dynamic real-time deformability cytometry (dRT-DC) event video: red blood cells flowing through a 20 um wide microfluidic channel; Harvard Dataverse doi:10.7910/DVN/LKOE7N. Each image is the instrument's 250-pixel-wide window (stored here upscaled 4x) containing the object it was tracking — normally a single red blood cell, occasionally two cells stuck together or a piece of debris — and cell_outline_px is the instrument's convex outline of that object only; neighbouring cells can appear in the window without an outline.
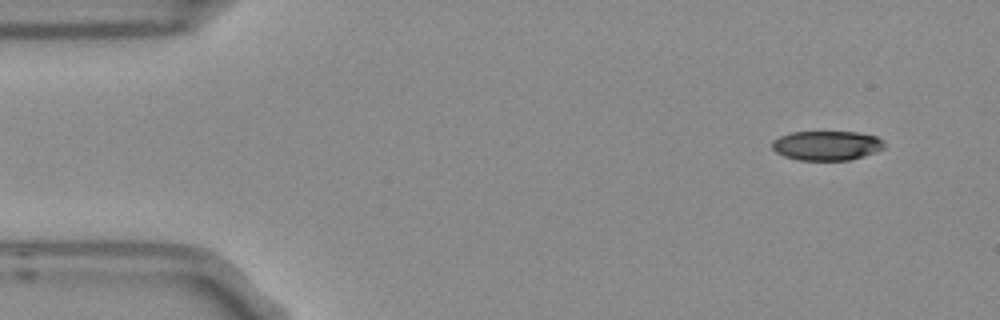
{"species": "Egyptian fruit bat (a non-hibernating species)", "species_latin": "Rousettus aegyptiacus", "temperature_condition": "room temperature", "stored_images_in_passage": 6, "camera_frame_rate_fps": 3000, "um_per_image_px": 0.085, "frame": {"image": 1, "passage_image": 1, "time_ms": 0.0, "image_size_px": [1000, 320], "cell_outline_px": [[884, 148], [876, 152], [864, 156], [848, 160], [796, 160], [784, 156], [776, 152], [772, 148], [772, 140], [780, 136], [792, 132], [856, 132], [876, 136], [884, 140]], "centroid_in_image_um": [70.27, 12.37], "position_along_channel_um": 14.7, "area_um2": 19.36}}
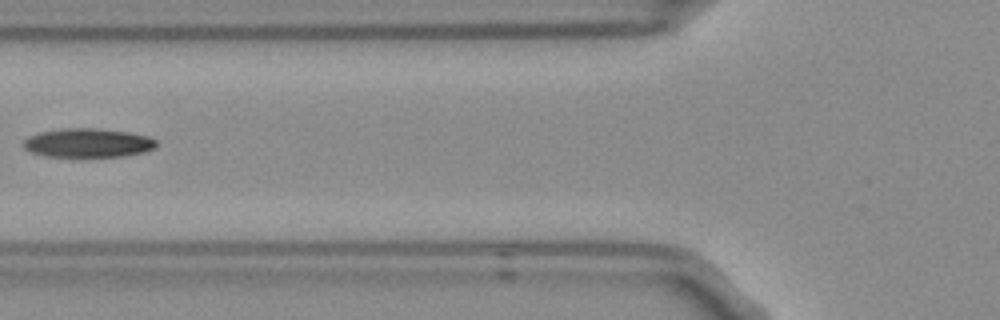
{"frame": {"image": 2, "passage_image": 5, "time_ms": 1.333, "image_size_px": [1000, 320], "cell_outline_px": [[156, 148], [144, 152], [124, 156], [44, 156], [32, 152], [24, 148], [24, 140], [28, 136], [40, 132], [60, 128], [96, 128], [128, 132], [148, 136], [156, 140]], "centroid_in_image_um": [7.48, 12.13], "position_along_channel_um": 118.3, "area_um2": 22.37}}